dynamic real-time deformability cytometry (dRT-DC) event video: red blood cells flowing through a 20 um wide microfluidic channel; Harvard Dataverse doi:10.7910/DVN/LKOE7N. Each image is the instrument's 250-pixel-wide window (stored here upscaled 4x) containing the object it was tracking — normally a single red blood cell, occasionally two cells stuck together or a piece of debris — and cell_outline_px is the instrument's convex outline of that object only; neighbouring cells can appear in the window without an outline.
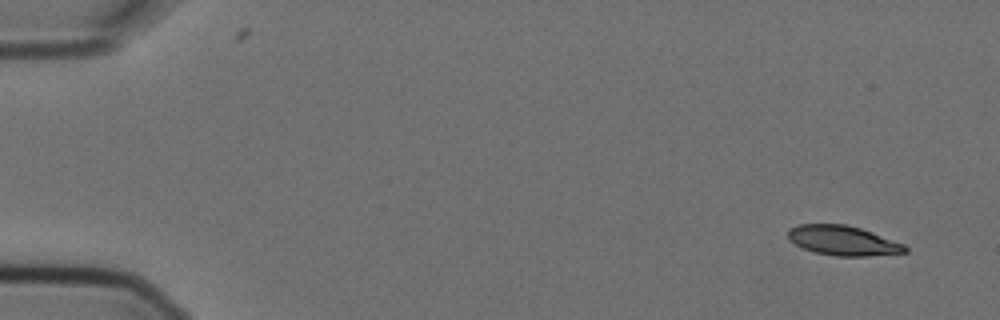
{"species": "Egyptian fruit bat (a non-hibernating species)", "species_latin": "Rousettus aegyptiacus", "temperature_condition": "cold", "stored_images_in_passage": 4, "camera_frame_rate_fps": 3000, "um_per_image_px": 0.085, "animal": {"sex": "female"}, "frame": {"image": 1, "passage_image": 1, "time_ms": 0.0, "image_size_px": [1000, 320], "cell_outline_px": [[908, 252], [868, 256], [836, 256], [816, 252], [804, 248], [788, 240], [788, 228], [796, 224], [844, 224], [860, 228], [872, 232], [904, 244], [908, 248]], "centroid_in_image_um": [71.64, 20.44], "position_along_channel_um": 13.4, "area_um2": 20.23}}
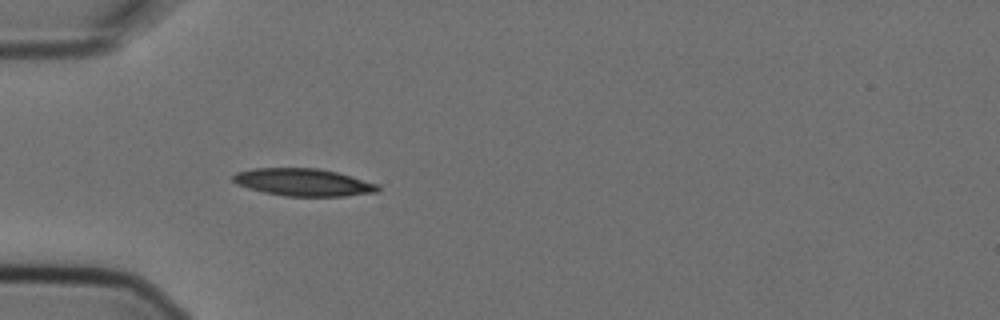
{"frame": {"image": 2, "passage_image": 4, "time_ms": 1.0, "image_size_px": [1000, 320], "cell_outline_px": [[380, 192], [344, 196], [284, 196], [264, 192], [248, 188], [236, 184], [232, 180], [232, 176], [236, 172], [256, 168], [320, 168], [352, 176], [380, 184]], "centroid_in_image_um": [25.82, 15.49], "position_along_channel_um": 59.2, "area_um2": 23.35}}